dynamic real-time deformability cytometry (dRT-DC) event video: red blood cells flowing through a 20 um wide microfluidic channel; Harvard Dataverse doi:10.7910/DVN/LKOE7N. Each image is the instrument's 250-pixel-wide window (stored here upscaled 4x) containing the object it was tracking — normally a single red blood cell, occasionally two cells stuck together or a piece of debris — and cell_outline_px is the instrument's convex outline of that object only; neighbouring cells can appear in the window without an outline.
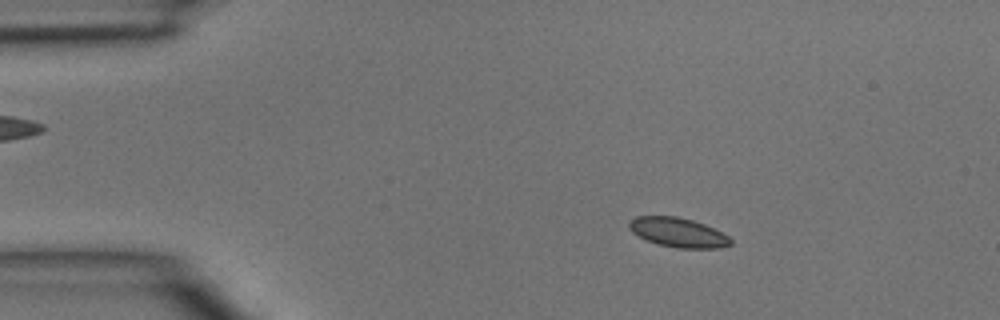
{"species": "common noctule bat (a hibernating species)", "species_latin": "Nyctalus noctula", "temperature_condition": "room temperature", "stored_images_in_passage": 44, "camera_frame_rate_fps": 3000, "um_per_image_px": 0.085, "animal": {"sex": "male", "body_mass_g": 15.6}, "frame": {"image": 1, "passage_image": 7, "time_ms": 2.0, "image_size_px": [1000, 320], "cell_outline_px": [[732, 244], [720, 248], [676, 248], [660, 244], [648, 240], [632, 232], [628, 228], [628, 220], [636, 216], [676, 216], [692, 220], [704, 224], [728, 236], [732, 240]], "centroid_in_image_um": [57.62, 19.75], "position_along_channel_um": 27.4, "area_um2": 17.28}}
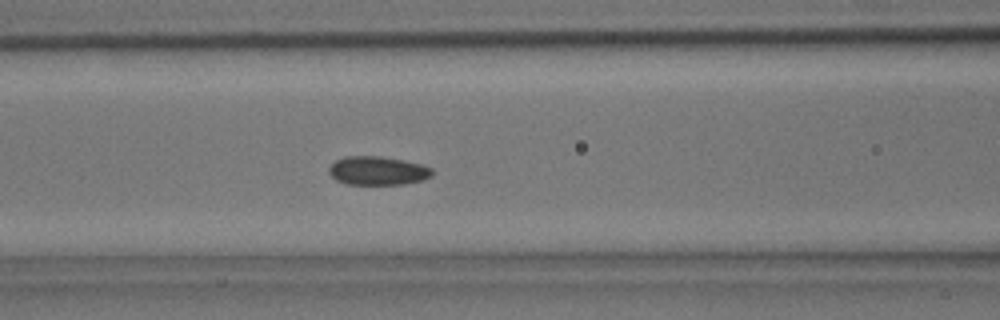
{"frame": {"image": 2, "passage_image": 18, "time_ms": 5.667, "image_size_px": [1000, 320], "cell_outline_px": [[432, 176], [424, 180], [404, 184], [348, 184], [336, 180], [328, 172], [328, 168], [336, 160], [344, 156], [380, 156], [404, 160], [420, 164], [432, 168]], "centroid_in_image_um": [32.11, 14.51], "position_along_channel_um": 134.5, "area_um2": 17.28}}
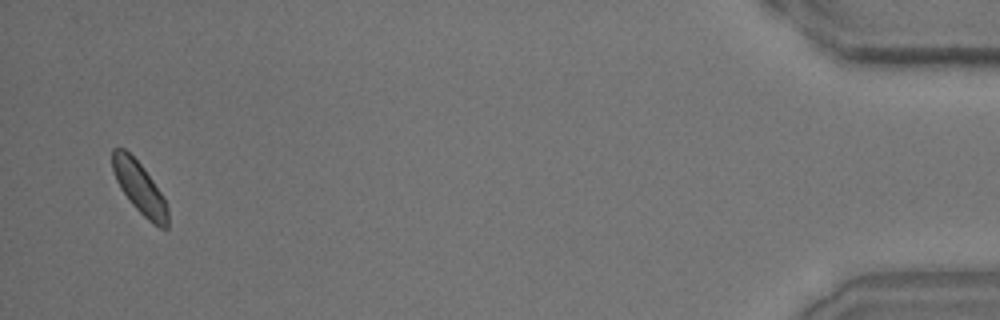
{"frame": {"image": 3, "passage_image": 43, "time_ms": 14.0, "image_size_px": [1000, 320], "cell_outline_px": [[168, 228], [160, 228], [148, 220], [132, 204], [120, 188], [116, 180], [112, 168], [112, 148], [124, 148], [144, 168], [160, 192], [168, 208]], "centroid_in_image_um": [11.85, 15.96], "position_along_channel_um": 423.4, "area_um2": 16.42}}